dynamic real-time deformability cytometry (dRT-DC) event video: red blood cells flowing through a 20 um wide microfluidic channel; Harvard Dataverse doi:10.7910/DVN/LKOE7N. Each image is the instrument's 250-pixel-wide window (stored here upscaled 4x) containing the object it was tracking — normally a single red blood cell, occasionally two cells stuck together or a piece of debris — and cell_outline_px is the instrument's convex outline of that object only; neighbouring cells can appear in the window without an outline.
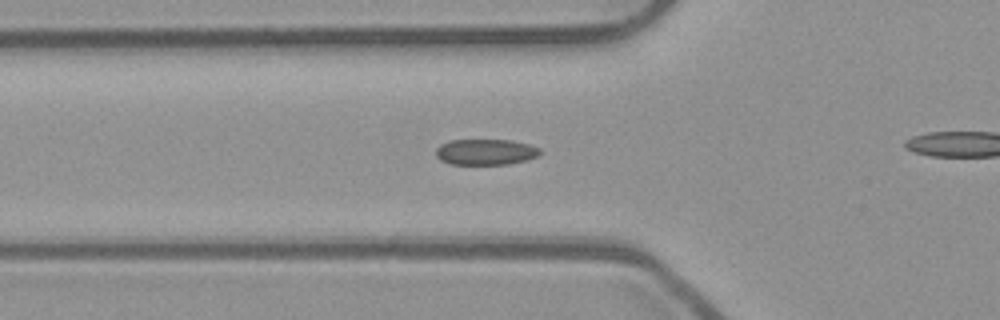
{"species": "common noctule bat (a hibernating species)", "species_latin": "Nyctalus noctula", "temperature_condition": "room temperature", "stored_images_in_passage": 24, "camera_frame_rate_fps": 3000, "um_per_image_px": 0.085, "animal": {"sex": "male", "body_mass_g": 23.1, "forearm_length_mm": 52.7}, "frame": {"image": 1, "passage_image": 7, "time_ms": 2.0, "image_size_px": [1000, 320], "cell_outline_px": [[540, 152], [536, 156], [524, 160], [508, 164], [448, 164], [440, 160], [436, 156], [436, 148], [440, 144], [448, 140], [512, 140], [528, 144], [540, 148]], "centroid_in_image_um": [41.22, 12.91], "position_along_channel_um": 84.6, "area_um2": 15.66}}
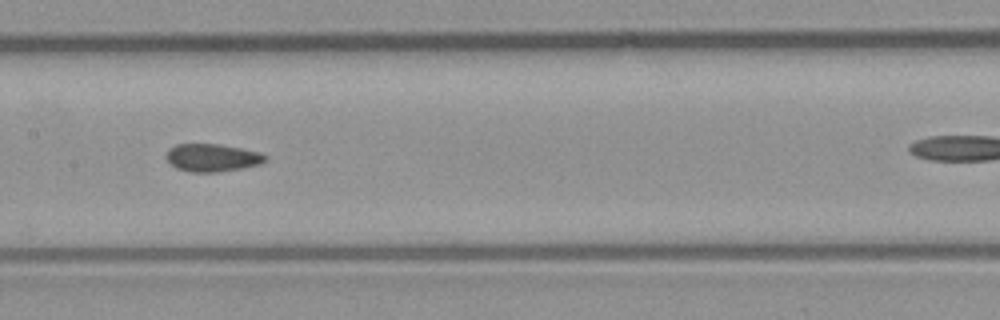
{"frame": {"image": 2, "passage_image": 15, "time_ms": 4.667, "image_size_px": [1000, 320], "cell_outline_px": [[268, 160], [260, 164], [240, 168], [216, 172], [188, 172], [176, 168], [164, 156], [168, 148], [176, 144], [220, 144], [260, 152], [268, 156]], "centroid_in_image_um": [18.03, 13.4], "position_along_channel_um": 189.4, "area_um2": 16.13}}
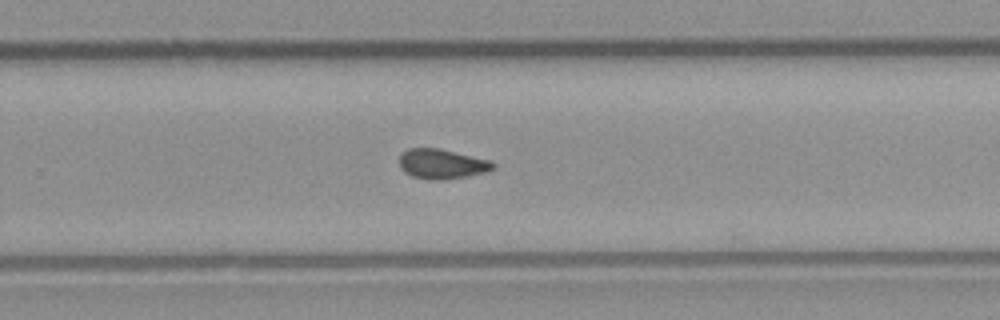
{"frame": {"image": 3, "passage_image": 23, "time_ms": 7.333, "image_size_px": [1000, 320], "cell_outline_px": [[496, 168], [484, 172], [464, 176], [432, 180], [412, 176], [404, 172], [400, 168], [400, 152], [408, 148], [440, 148], [492, 160], [496, 164]], "centroid_in_image_um": [37.56, 13.9], "position_along_channel_um": 292.2, "area_um2": 16.3}}